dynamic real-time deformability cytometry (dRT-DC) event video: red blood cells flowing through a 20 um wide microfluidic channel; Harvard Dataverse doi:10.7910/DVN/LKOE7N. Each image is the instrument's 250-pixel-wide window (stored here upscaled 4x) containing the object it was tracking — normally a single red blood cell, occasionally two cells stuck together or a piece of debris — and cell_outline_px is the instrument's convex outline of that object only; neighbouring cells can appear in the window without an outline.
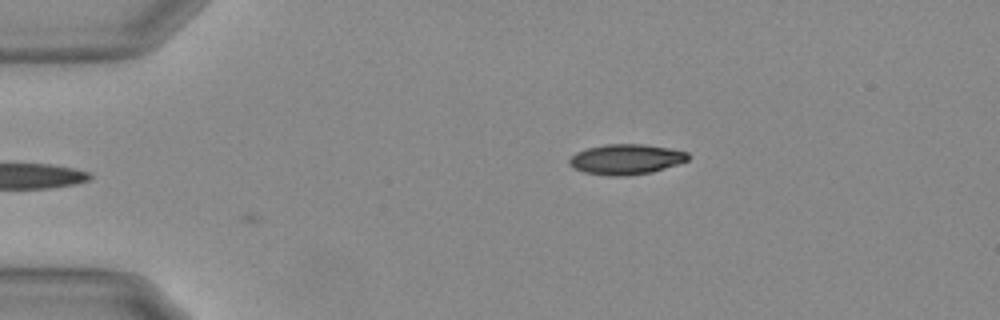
{"species": "Egyptian fruit bat (a non-hibernating species)", "species_latin": "Rousettus aegyptiacus", "temperature_condition": "warm", "stored_images_in_passage": 6, "camera_frame_rate_fps": 3000, "um_per_image_px": 0.085, "animal": {"sex": "female"}, "frame": {"image": 1, "passage_image": 6, "time_ms": 1.667, "image_size_px": [1000, 320], "cell_outline_px": [[688, 160], [652, 172], [620, 176], [612, 176], [584, 172], [568, 164], [568, 160], [576, 152], [588, 148], [604, 144], [644, 144], [672, 148], [688, 152]], "centroid_in_image_um": [53.21, 13.52], "position_along_channel_um": 31.8, "area_um2": 20.81}}